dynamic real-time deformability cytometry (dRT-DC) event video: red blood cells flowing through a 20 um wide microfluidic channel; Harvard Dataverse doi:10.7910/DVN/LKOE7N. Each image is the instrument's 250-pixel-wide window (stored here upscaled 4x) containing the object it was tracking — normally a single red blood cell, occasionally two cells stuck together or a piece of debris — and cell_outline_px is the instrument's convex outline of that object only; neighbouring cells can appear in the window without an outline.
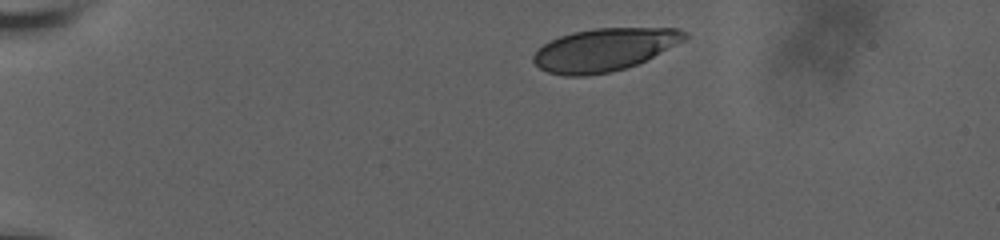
{"species": "human", "species_latin": "Homo sapiens", "temperature_condition": "room temperature", "stored_images_in_passage": 28, "camera_frame_rate_fps": 3000, "um_per_image_px": 0.085, "donor": {"sex": "male"}, "frame": {"image": 1, "passage_image": 1, "time_ms": 0.0, "image_size_px": [1000, 240], "cell_outline_px": [[688, 36], [684, 40], [636, 64], [612, 72], [584, 76], [564, 76], [548, 72], [540, 68], [532, 60], [532, 56], [544, 44], [560, 36], [572, 32], [592, 28], [676, 28], [688, 32]], "centroid_in_image_um": [51.34, 4.22], "position_along_channel_um": 33.7, "area_um2": 37.34}}
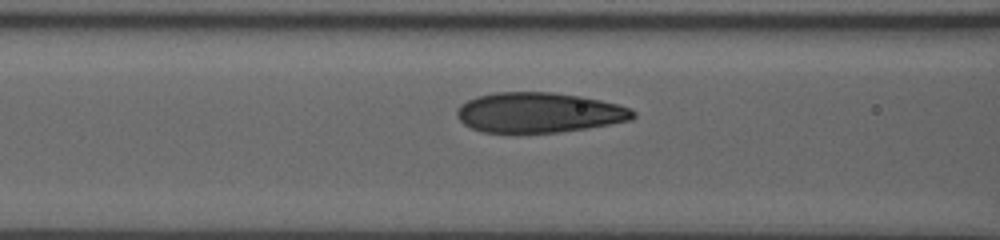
{"frame": {"image": 2, "passage_image": 17, "time_ms": 4.667, "image_size_px": [1000, 240], "cell_outline_px": [[636, 116], [632, 120], [584, 128], [556, 132], [484, 132], [472, 128], [464, 124], [456, 116], [456, 108], [460, 104], [476, 96], [496, 92], [552, 92], [580, 96], [600, 100], [632, 108], [636, 112]], "centroid_in_image_um": [45.79, 9.55], "position_along_channel_um": 120.8, "area_um2": 41.04}}
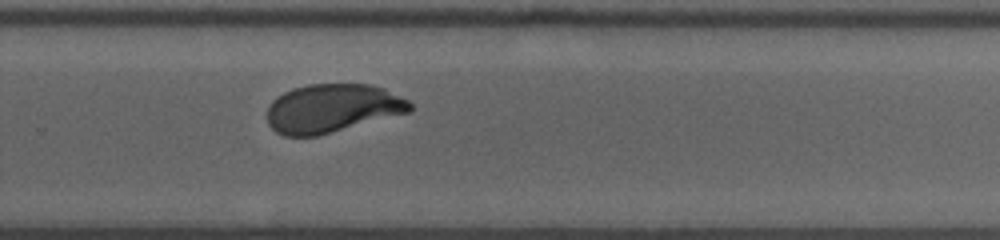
{"frame": {"image": 3, "passage_image": 28, "time_ms": 9.667, "image_size_px": [1000, 240], "cell_outline_px": [[412, 108], [408, 112], [316, 136], [284, 136], [276, 132], [268, 124], [268, 104], [276, 96], [292, 88], [308, 84], [372, 84], [384, 88], [408, 100], [412, 104]], "centroid_in_image_um": [28.2, 9.19], "position_along_channel_um": 301.6, "area_um2": 40.29}}